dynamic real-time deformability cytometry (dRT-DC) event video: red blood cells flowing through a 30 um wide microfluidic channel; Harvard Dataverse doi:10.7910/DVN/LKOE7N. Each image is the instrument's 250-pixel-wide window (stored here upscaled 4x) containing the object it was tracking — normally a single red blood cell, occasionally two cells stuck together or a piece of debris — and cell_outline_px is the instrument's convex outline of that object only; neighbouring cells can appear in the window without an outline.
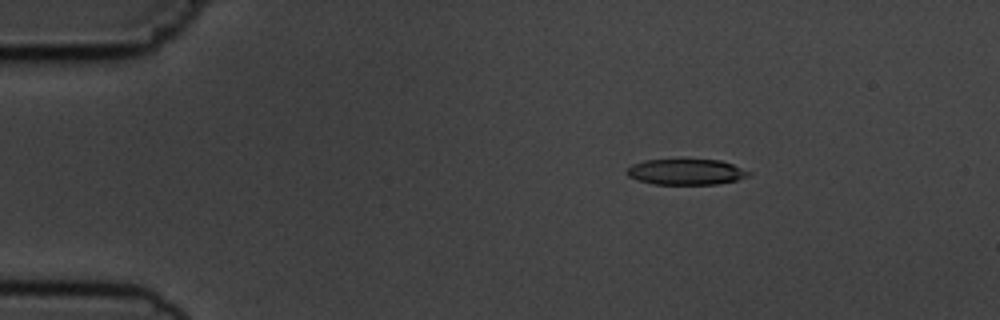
{"species": "common noctule bat (a hibernating species)", "species_latin": "Nyctalus noctula", "temperature_condition": "cold", "stored_images_in_passage": 3, "camera_frame_rate_fps": 3000, "um_per_image_px": 0.085, "animal": {"sex": "male", "body_mass_g": 19.5, "forearm_length_mm": 54.6}, "frame": {"image": 1, "passage_image": 1, "time_ms": 0.0, "image_size_px": [1000, 320], "cell_outline_px": [[752, 172], [748, 176], [736, 180], [716, 184], [652, 184], [628, 176], [628, 168], [632, 164], [644, 160], [720, 160], [732, 164]], "centroid_in_image_um": [58.33, 14.61], "position_along_channel_um": 26.7, "area_um2": 18.03}}